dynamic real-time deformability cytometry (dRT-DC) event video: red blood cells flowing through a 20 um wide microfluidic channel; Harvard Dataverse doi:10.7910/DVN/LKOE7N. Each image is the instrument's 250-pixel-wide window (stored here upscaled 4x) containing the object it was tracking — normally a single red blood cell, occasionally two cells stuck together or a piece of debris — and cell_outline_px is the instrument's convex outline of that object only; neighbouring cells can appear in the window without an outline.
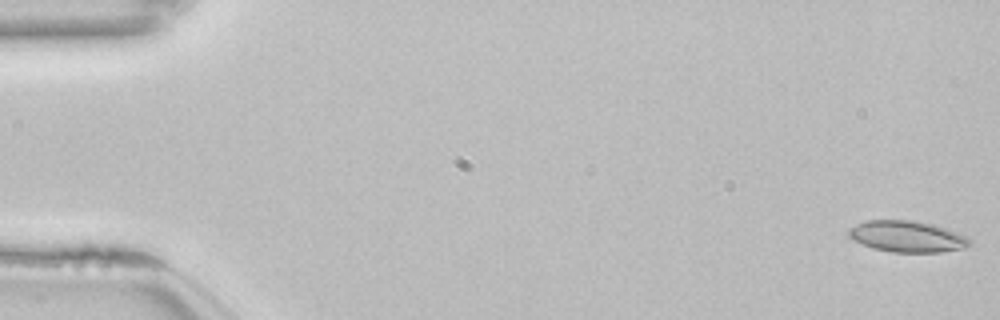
{"species": "common noctule bat (a hibernating species)", "species_latin": "Nyctalus noctula", "temperature_condition": "room temperature", "stored_images_in_passage": 54, "camera_frame_rate_fps": 3000, "um_per_image_px": 0.085, "animal": {"sex": "female", "body_mass_g": 22.7, "forearm_length_mm": 54.2}, "frame": {"image": 1, "passage_image": 1, "time_ms": 0.0, "image_size_px": [1000, 320], "cell_outline_px": [[972, 244], [964, 248], [940, 252], [892, 252], [872, 248], [852, 240], [848, 236], [848, 228], [864, 220], [912, 220], [932, 224], [968, 236], [972, 240]], "centroid_in_image_um": [77.09, 20.1], "position_along_channel_um": 7.9, "area_um2": 22.25}}
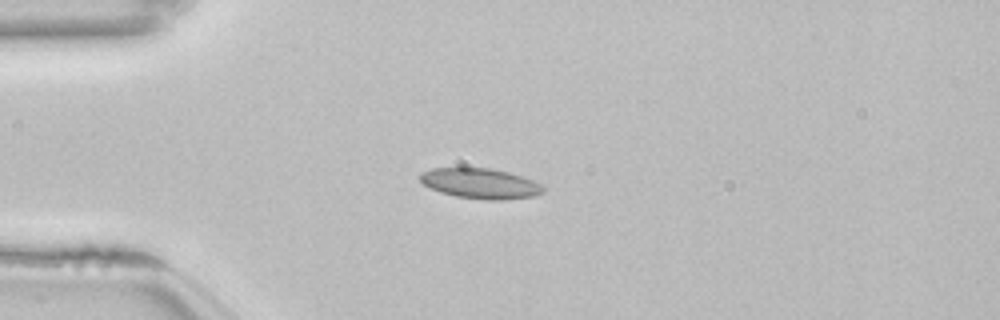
{"frame": {"image": 2, "passage_image": 14, "time_ms": 4.333, "image_size_px": [1000, 320], "cell_outline_px": [[544, 192], [536, 196], [504, 200], [488, 200], [456, 196], [440, 192], [428, 188], [420, 180], [420, 176], [424, 172], [432, 168], [488, 168], [508, 172], [532, 180], [540, 184], [544, 188]], "centroid_in_image_um": [40.84, 15.61], "position_along_channel_um": 44.2, "area_um2": 21.62}}
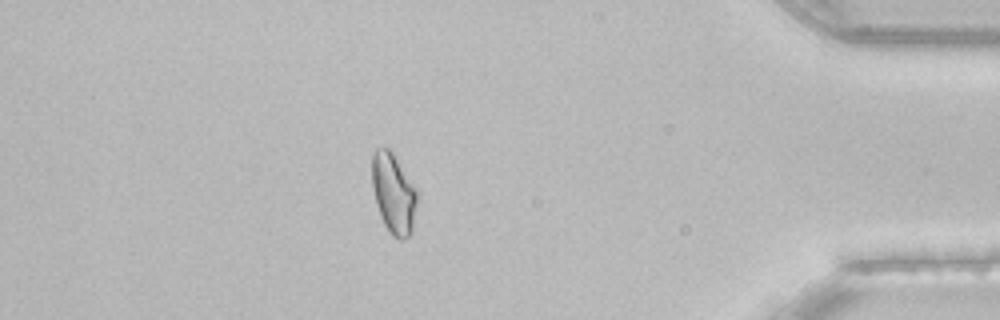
{"frame": {"image": 3, "passage_image": 47, "time_ms": 15.333, "image_size_px": [1000, 320], "cell_outline_px": [[420, 192], [412, 232], [404, 240], [400, 240], [392, 236], [388, 232], [380, 216], [376, 204], [372, 188], [372, 152], [376, 148], [392, 148]], "centroid_in_image_um": [33.49, 16.41], "position_along_channel_um": 401.7, "area_um2": 22.2}, "authors_computed_cell_mechanics": {"area_um2": 20.6346, "velocity_mm_per_s": 3.8342, "shape_relaxation_time_tau1_ms": null, "shape_relaxation_time_tau2_ms": 2.554, "deformation_change_tau1": null, "deformation_change_tau2": 0.0802}}